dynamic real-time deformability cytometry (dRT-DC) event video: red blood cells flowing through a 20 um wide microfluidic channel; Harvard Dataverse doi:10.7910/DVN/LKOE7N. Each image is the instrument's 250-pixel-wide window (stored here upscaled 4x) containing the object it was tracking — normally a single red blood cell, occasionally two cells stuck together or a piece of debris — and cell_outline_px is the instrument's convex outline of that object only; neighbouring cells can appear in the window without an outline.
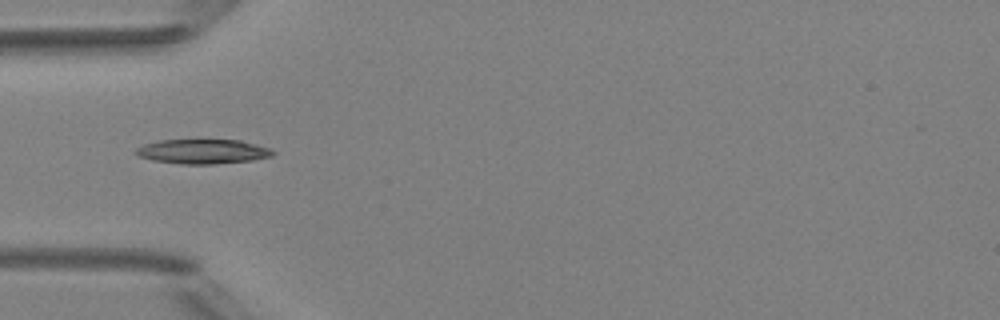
{"species": "Egyptian fruit bat (a non-hibernating species)", "species_latin": "Rousettus aegyptiacus", "temperature_condition": "room temperature", "stored_images_in_passage": 6, "segment_of_instrument_passage": [2, 2], "camera_frame_rate_fps": 3000, "um_per_image_px": 0.085, "animal": {"sex": "female"}, "frame": {"image": 1, "passage_image": 5, "time_ms": 4.667, "image_size_px": [1000, 320], "cell_outline_px": [[276, 152], [272, 156], [252, 160], [212, 164], [180, 164], [152, 160], [136, 156], [132, 152], [136, 148], [144, 144], [160, 140], [240, 140], [268, 148]], "centroid_in_image_um": [17.17, 12.88], "position_along_channel_um": 67.8, "area_um2": 19.59}}
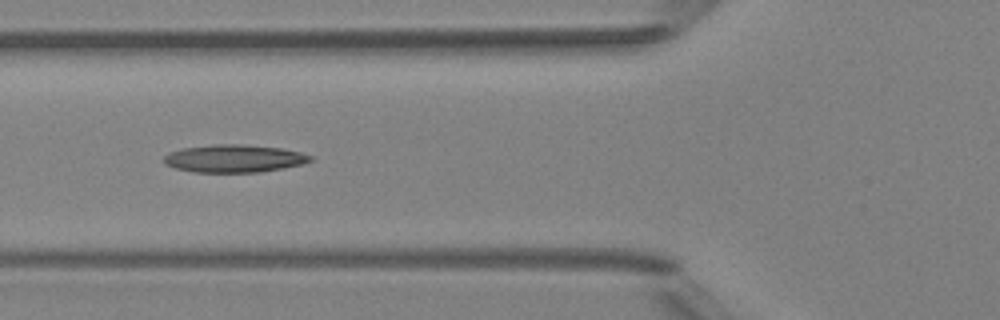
{"frame": {"image": 2, "passage_image": 6, "time_ms": 17.0, "image_size_px": [1000, 320], "cell_outline_px": [[312, 160], [304, 164], [284, 168], [260, 172], [192, 172], [176, 168], [164, 164], [164, 156], [168, 152], [180, 148], [216, 144], [240, 144], [280, 148], [300, 152], [312, 156]], "centroid_in_image_um": [19.88, 13.47], "position_along_channel_um": 105.9, "area_um2": 23.76}}